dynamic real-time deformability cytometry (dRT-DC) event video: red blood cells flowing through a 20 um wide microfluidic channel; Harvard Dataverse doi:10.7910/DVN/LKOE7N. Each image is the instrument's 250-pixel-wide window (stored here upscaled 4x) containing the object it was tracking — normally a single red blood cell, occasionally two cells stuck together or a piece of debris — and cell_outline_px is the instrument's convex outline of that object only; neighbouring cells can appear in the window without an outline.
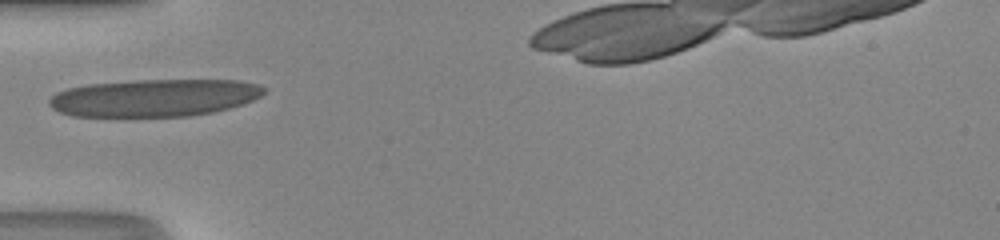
{"species": "human", "species_latin": "Homo sapiens", "temperature_condition": "room temperature", "stored_images_in_passage": 30, "camera_frame_rate_fps": 3000, "um_per_image_px": 0.085, "donor": {"sex": "male"}, "frame": {"image": 1, "passage_image": 1, "time_ms": 0.0, "image_size_px": [1000, 240], "cell_outline_px": [[268, 88], [260, 96], [244, 104], [212, 112], [188, 116], [72, 116], [60, 112], [52, 108], [48, 104], [48, 100], [56, 92], [68, 88], [88, 84], [136, 80], [240, 80], [260, 84]], "centroid_in_image_um": [13.13, 8.3], "position_along_channel_um": 71.9, "area_um2": 46.99}}
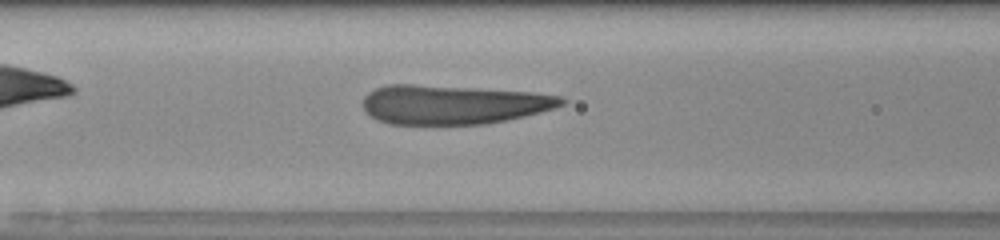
{"frame": {"image": 2, "passage_image": 5, "time_ms": 1.333, "image_size_px": [1000, 240], "cell_outline_px": [[568, 100], [564, 104], [556, 108], [508, 120], [484, 124], [388, 124], [376, 120], [364, 108], [364, 96], [368, 92], [376, 88], [388, 84], [412, 84], [532, 92], [564, 96]], "centroid_in_image_um": [38.55, 8.88], "position_along_channel_um": 128.0, "area_um2": 45.43}}
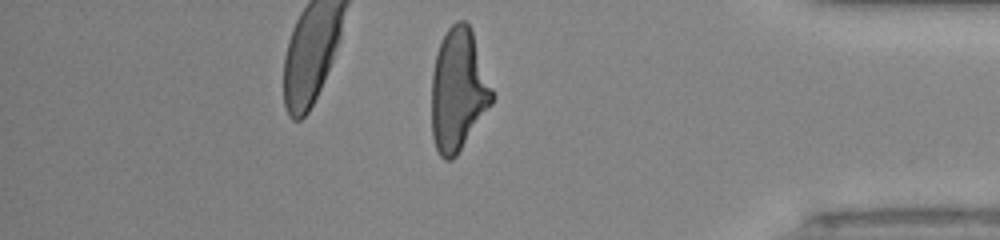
{"frame": {"image": 3, "passage_image": 26, "time_ms": 8.333, "image_size_px": [1000, 240], "cell_outline_px": [[496, 96], [492, 104], [456, 156], [452, 160], [444, 160], [440, 156], [436, 148], [432, 136], [432, 72], [436, 52], [440, 40], [444, 32], [456, 20], [464, 20], [468, 24], [472, 32]], "centroid_in_image_um": [38.95, 7.64], "position_along_channel_um": 396.2, "area_um2": 43.47}, "authors_computed_cell_mechanics": {"area_um2": 45.084, "velocity_mm_per_s": 4.2311, "shape_relaxation_time_tau1_ms": 7.6685, "shape_relaxation_time_tau2_ms": 1.0161, "deformation_change_tau1": 0.2879, "deformation_change_tau2": 0.1165}}